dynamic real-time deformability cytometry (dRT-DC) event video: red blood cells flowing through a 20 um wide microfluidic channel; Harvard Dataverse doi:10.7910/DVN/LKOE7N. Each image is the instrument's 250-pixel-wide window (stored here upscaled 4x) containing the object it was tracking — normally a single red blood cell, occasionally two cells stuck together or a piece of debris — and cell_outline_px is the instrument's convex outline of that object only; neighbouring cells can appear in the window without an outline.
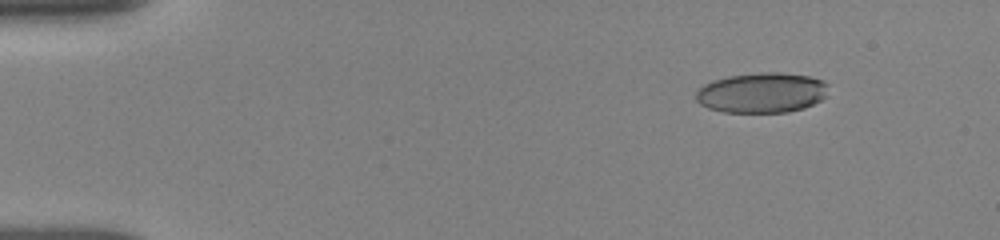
{"species": "human", "species_latin": "Homo sapiens", "temperature_condition": "room temperature", "stored_images_in_passage": 8, "camera_frame_rate_fps": 3000, "um_per_image_px": 0.085, "donor": {"sex": "female"}, "frame": {"image": 1, "passage_image": 3, "time_ms": 1.0, "image_size_px": [1000, 240], "cell_outline_px": [[828, 84], [824, 96], [820, 100], [804, 108], [788, 112], [724, 112], [708, 108], [700, 104], [696, 100], [696, 92], [704, 84], [712, 80], [728, 76], [760, 72], [780, 72], [808, 76], [824, 80]], "centroid_in_image_um": [64.73, 7.87], "position_along_channel_um": 20.3, "area_um2": 31.04}}
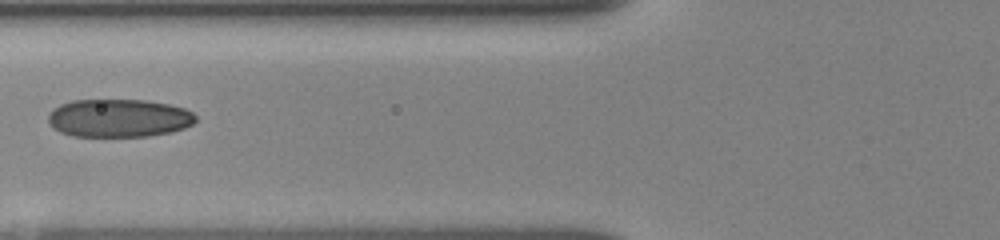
{"frame": {"image": 2, "passage_image": 7, "time_ms": 6.0, "image_size_px": [1000, 240], "cell_outline_px": [[196, 120], [192, 124], [184, 128], [172, 132], [148, 136], [72, 136], [60, 132], [52, 128], [48, 124], [48, 116], [60, 104], [72, 100], [144, 100], [168, 104], [184, 108], [192, 112], [196, 116]], "centroid_in_image_um": [10.09, 10.04], "position_along_channel_um": 115.7, "area_um2": 32.77}}
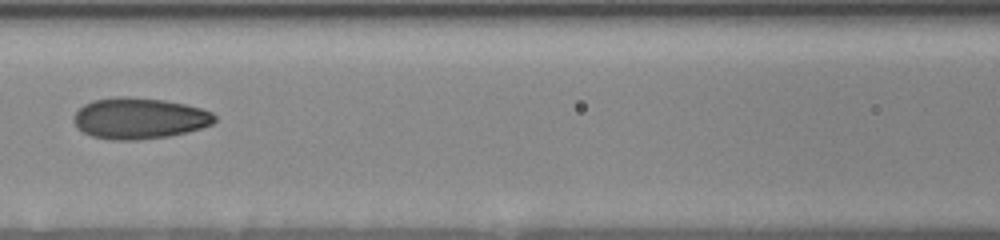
{"frame": {"image": 3, "passage_image": 8, "time_ms": 7.0, "image_size_px": [1000, 240], "cell_outline_px": [[216, 120], [212, 124], [188, 132], [168, 136], [136, 140], [112, 140], [92, 136], [76, 128], [72, 120], [72, 116], [84, 104], [92, 100], [116, 96], [124, 96], [164, 100], [184, 104], [200, 108], [212, 112], [216, 116]], "centroid_in_image_um": [11.81, 10.06], "position_along_channel_um": 154.8, "area_um2": 33.93}}